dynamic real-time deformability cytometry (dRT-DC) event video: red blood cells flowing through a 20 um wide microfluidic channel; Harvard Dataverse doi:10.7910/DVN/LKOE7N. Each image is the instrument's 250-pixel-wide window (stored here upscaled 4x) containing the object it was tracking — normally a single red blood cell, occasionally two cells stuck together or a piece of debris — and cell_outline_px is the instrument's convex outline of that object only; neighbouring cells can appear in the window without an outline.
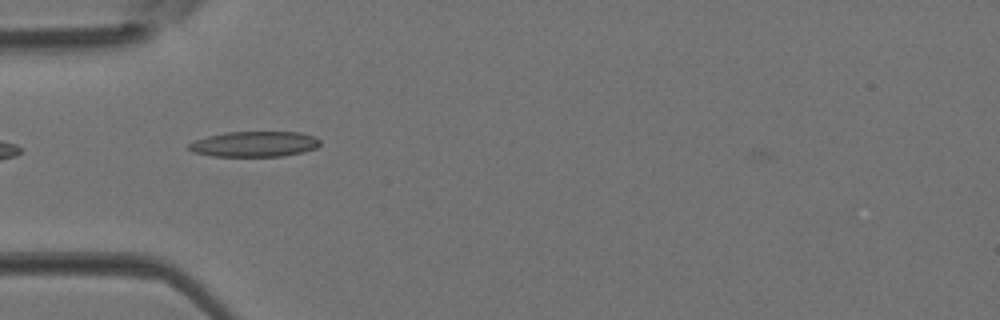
{"species": "Egyptian fruit bat (a non-hibernating species)", "species_latin": "Rousettus aegyptiacus", "temperature_condition": "room temperature", "stored_images_in_passage": 2, "camera_frame_rate_fps": 3000, "um_per_image_px": 0.085, "animal": {"sex": "female"}, "frame": {"image": 1, "passage_image": 2, "time_ms": 0.333, "image_size_px": [1000, 320], "cell_outline_px": [[320, 144], [316, 148], [304, 152], [284, 156], [212, 156], [192, 152], [188, 148], [188, 144], [196, 140], [208, 136], [228, 132], [300, 132], [316, 136], [320, 140]], "centroid_in_image_um": [21.66, 12.25], "position_along_channel_um": 63.3, "area_um2": 19.54}}